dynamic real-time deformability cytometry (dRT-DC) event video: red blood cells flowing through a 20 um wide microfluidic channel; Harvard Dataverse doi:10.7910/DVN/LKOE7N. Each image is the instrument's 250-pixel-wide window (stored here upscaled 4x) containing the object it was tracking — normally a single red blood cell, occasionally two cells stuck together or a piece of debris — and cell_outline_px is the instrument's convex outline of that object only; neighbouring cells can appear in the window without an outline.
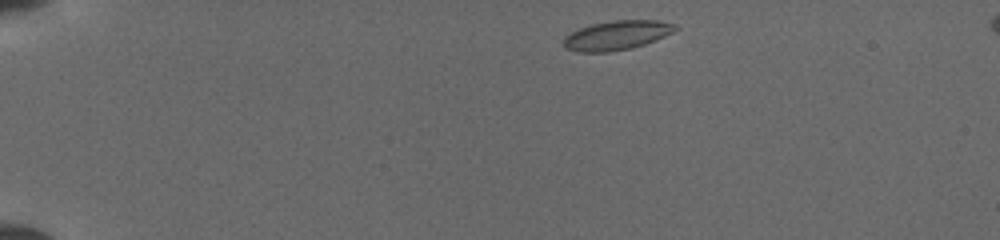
{"species": "common noctule bat (a hibernating species)", "species_latin": "Nyctalus noctula", "temperature_condition": "cold", "stored_images_in_passage": 41, "camera_frame_rate_fps": 3000, "um_per_image_px": 0.085, "animal": {"sex": "female", "body_mass_g": 19.5, "forearm_length_mm": 54.1}, "frame": {"image": 1, "passage_image": 1, "time_ms": 0.0, "image_size_px": [1000, 240], "cell_outline_px": [[680, 28], [656, 40], [632, 48], [608, 52], [576, 52], [564, 48], [564, 36], [580, 28], [592, 24], [612, 20], [656, 20], [676, 24]], "centroid_in_image_um": [52.43, 3.0], "position_along_channel_um": 32.6, "area_um2": 19.13}}
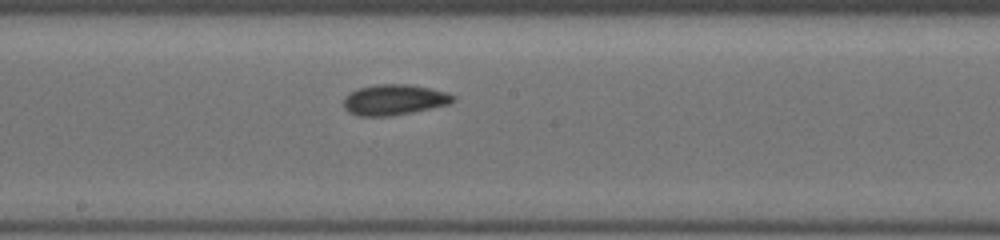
{"frame": {"image": 2, "passage_image": 20, "time_ms": 6.333, "image_size_px": [1000, 240], "cell_outline_px": [[456, 100], [448, 104], [412, 112], [388, 116], [360, 116], [348, 112], [344, 108], [344, 96], [348, 92], [356, 88], [376, 84], [408, 84], [448, 92], [456, 96]], "centroid_in_image_um": [33.47, 8.47], "position_along_channel_um": 214.7, "area_um2": 19.65}}
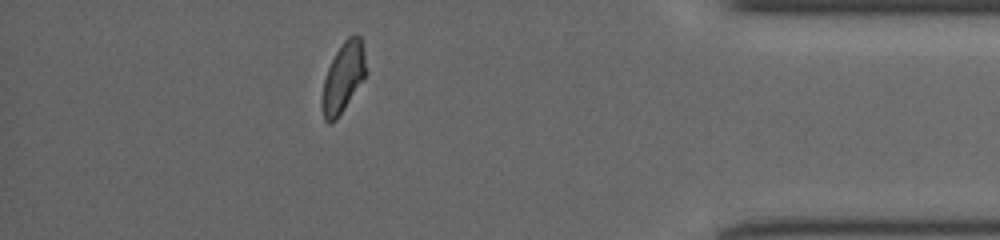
{"frame": {"image": 3, "passage_image": 36, "time_ms": 11.667, "image_size_px": [1000, 240], "cell_outline_px": [[368, 72], [336, 120], [328, 124], [324, 120], [320, 104], [324, 80], [328, 68], [336, 52], [344, 40], [348, 36], [356, 32], [360, 36], [364, 48]], "centroid_in_image_um": [29.18, 6.56], "position_along_channel_um": 406.0, "area_um2": 18.09}}